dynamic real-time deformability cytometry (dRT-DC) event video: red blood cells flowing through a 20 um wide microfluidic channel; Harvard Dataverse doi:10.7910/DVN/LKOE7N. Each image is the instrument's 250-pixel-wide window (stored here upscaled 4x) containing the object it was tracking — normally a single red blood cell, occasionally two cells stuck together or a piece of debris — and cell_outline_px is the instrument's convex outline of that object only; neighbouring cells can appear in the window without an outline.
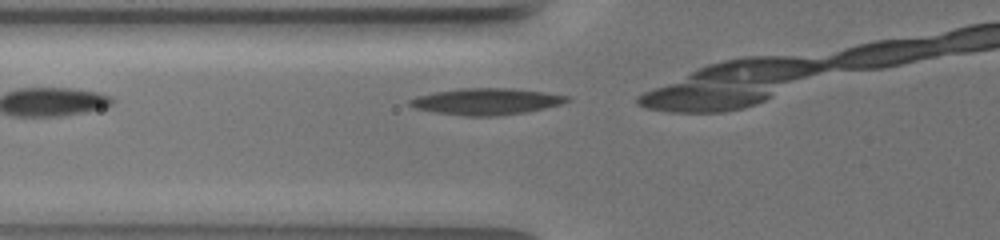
{"species": "common noctule bat (a hibernating species)", "species_latin": "Nyctalus noctula", "temperature_condition": "warm", "stored_images_in_passage": 8, "camera_frame_rate_fps": 3000, "um_per_image_px": 0.085, "animal": {"sex": "female", "body_mass_g": 19.5, "forearm_length_mm": 54.1}, "frame": {"image": 1, "passage_image": 4, "time_ms": 1.0, "image_size_px": [1000, 240], "cell_outline_px": [[568, 100], [560, 104], [544, 108], [524, 112], [492, 116], [468, 116], [436, 112], [416, 108], [408, 104], [408, 100], [416, 96], [436, 92], [460, 88], [512, 88], [544, 92], [568, 96]], "centroid_in_image_um": [41.3, 8.61], "position_along_channel_um": 84.5, "area_um2": 23.87}}